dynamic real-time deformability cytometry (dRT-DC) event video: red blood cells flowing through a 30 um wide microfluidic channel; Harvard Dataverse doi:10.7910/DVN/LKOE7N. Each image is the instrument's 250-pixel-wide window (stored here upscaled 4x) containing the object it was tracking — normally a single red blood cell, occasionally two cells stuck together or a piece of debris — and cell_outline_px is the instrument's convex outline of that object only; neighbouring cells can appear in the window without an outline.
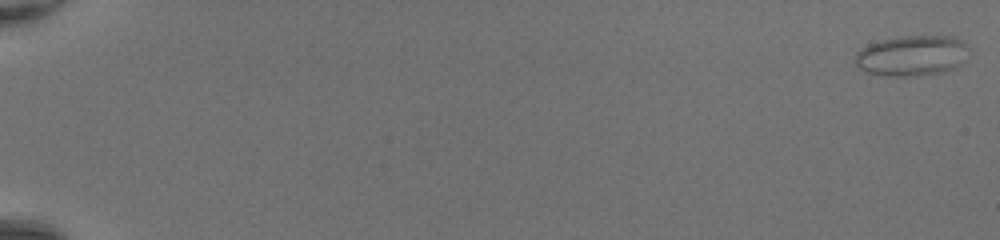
{"species": "common noctule bat (a hibernating species)", "species_latin": "Nyctalus noctula", "temperature_condition": "room temperature", "stored_images_in_passage": 50, "camera_frame_rate_fps": 3000, "um_per_image_px": 0.085, "animal": {"sex": "female", "body_mass_g": 20.0, "forearm_length_mm": 54.0}, "frame": {"image": 1, "passage_image": 1, "time_ms": 0.0, "image_size_px": [1000, 240], "cell_outline_px": [[968, 48], [960, 64], [956, 68], [940, 72], [916, 76], [884, 76], [864, 72], [852, 60], [856, 52], [860, 48], [868, 44], [880, 40], [900, 36], [952, 36], [960, 40]], "centroid_in_image_um": [77.42, 4.73], "position_along_channel_um": 7.6, "area_um2": 26.93}}
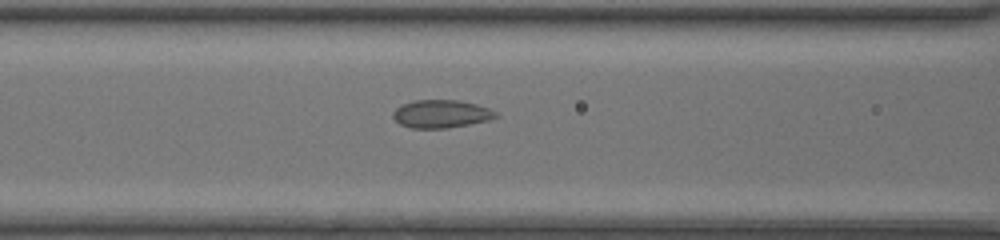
{"frame": {"image": 2, "passage_image": 24, "time_ms": 7.667, "image_size_px": [1000, 240], "cell_outline_px": [[500, 116], [488, 120], [448, 128], [412, 128], [400, 124], [392, 116], [392, 112], [396, 108], [412, 100], [456, 100], [476, 104], [488, 108], [496, 112]], "centroid_in_image_um": [37.49, 9.68], "position_along_channel_um": 129.1, "area_um2": 16.65}}
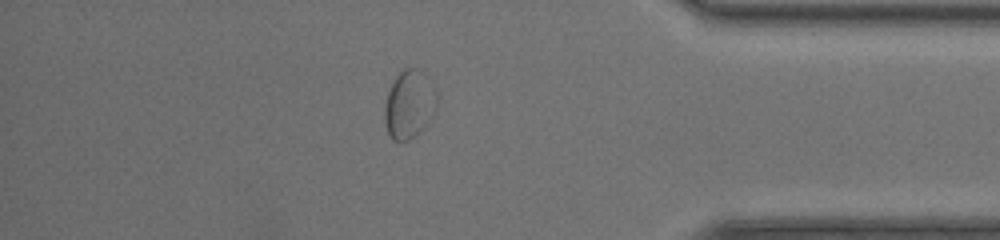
{"frame": {"image": 3, "passage_image": 44, "time_ms": 14.333, "image_size_px": [1000, 240], "cell_outline_px": [[436, 104], [432, 116], [408, 140], [400, 144], [392, 140], [388, 136], [384, 120], [384, 104], [388, 92], [396, 76], [404, 68], [416, 68], [424, 72], [432, 80], [436, 88]], "centroid_in_image_um": [34.76, 8.85], "position_along_channel_um": 400.4, "area_um2": 20.87}}